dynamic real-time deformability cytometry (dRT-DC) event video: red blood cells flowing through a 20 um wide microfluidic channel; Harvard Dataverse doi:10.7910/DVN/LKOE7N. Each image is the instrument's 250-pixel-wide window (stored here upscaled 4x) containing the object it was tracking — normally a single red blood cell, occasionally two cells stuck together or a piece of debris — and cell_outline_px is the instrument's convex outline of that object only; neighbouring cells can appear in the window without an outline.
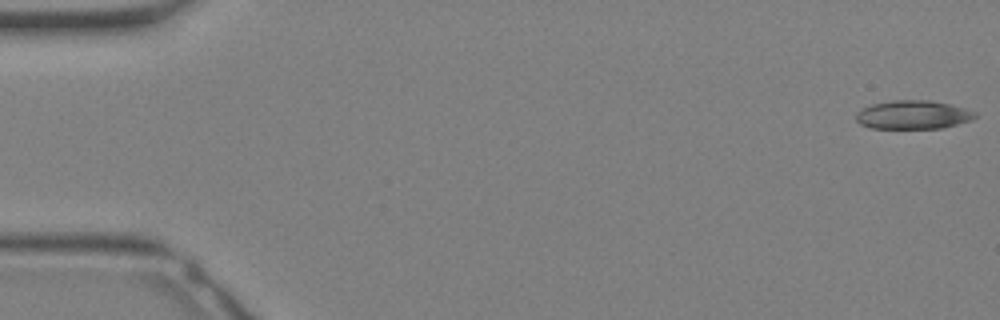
{"species": "Egyptian fruit bat (a non-hibernating species)", "species_latin": "Rousettus aegyptiacus", "temperature_condition": "warm", "stored_images_in_passage": 9, "camera_frame_rate_fps": 3000, "um_per_image_px": 0.085, "animal": {"sex": "female"}, "frame": {"image": 1, "passage_image": 1, "time_ms": 0.0, "image_size_px": [1000, 320], "cell_outline_px": [[976, 116], [972, 120], [940, 128], [872, 128], [860, 124], [856, 120], [856, 112], [872, 104], [892, 100], [932, 100], [964, 108], [976, 112]], "centroid_in_image_um": [77.6, 9.75], "position_along_channel_um": 7.4, "area_um2": 19.71}}
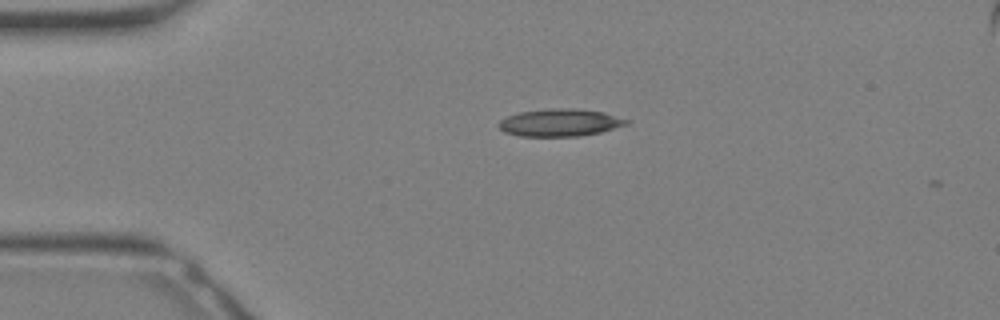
{"frame": {"image": 2, "passage_image": 8, "time_ms": 2.333, "image_size_px": [1000, 320], "cell_outline_px": [[628, 124], [600, 132], [580, 136], [520, 136], [504, 132], [496, 124], [500, 120], [508, 116], [520, 112], [548, 108], [576, 108], [604, 112], [628, 120]], "centroid_in_image_um": [47.57, 10.41], "position_along_channel_um": 37.4, "area_um2": 20.4}}